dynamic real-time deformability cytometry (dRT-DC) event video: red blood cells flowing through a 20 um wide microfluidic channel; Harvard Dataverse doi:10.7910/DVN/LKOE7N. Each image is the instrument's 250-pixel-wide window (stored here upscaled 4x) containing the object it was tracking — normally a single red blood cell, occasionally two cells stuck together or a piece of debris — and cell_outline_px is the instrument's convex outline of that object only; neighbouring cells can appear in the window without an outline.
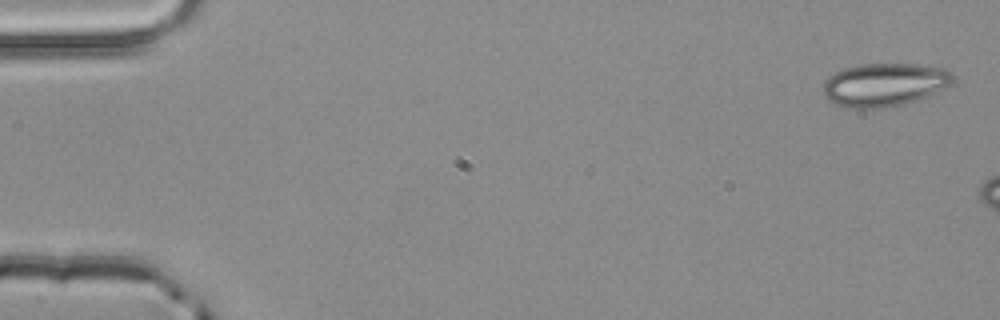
{"species": "common noctule bat (a hibernating species)", "species_latin": "Nyctalus noctula", "temperature_condition": "room temperature", "stored_images_in_passage": 4, "camera_frame_rate_fps": 3000, "um_per_image_px": 0.085, "animal": {"sex": "male", "body_mass_g": 20.4}, "frame": {"image": 1, "passage_image": 1, "time_ms": 0.0, "image_size_px": [1000, 320], "cell_outline_px": [[952, 80], [944, 88], [916, 100], [884, 108], [852, 108], [836, 104], [828, 100], [824, 96], [824, 80], [828, 76], [844, 68], [860, 64], [916, 64], [944, 68], [952, 72]], "centroid_in_image_um": [75.13, 7.19], "position_along_channel_um": 9.9, "area_um2": 32.37}}